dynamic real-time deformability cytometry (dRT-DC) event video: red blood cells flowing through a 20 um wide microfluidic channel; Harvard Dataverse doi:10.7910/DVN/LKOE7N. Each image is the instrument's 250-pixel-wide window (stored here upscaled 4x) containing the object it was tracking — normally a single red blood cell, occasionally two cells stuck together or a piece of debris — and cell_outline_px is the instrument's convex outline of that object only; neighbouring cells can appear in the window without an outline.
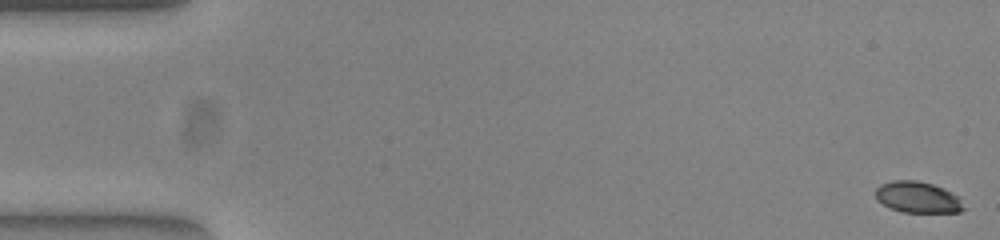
{"species": "common noctule bat (a hibernating species)", "species_latin": "Nyctalus noctula", "temperature_condition": "warm", "stored_images_in_passage": 53, "camera_frame_rate_fps": 3000, "um_per_image_px": 0.085, "animal": {"sex": "female", "body_mass_g": 23.0, "forearm_length_mm": 53.4}, "frame": {"image": 1, "passage_image": 1, "time_ms": 0.0, "image_size_px": [1000, 240], "cell_outline_px": [[964, 208], [960, 212], [904, 212], [892, 208], [876, 200], [876, 188], [880, 184], [892, 180], [916, 180], [932, 184], [944, 188], [956, 196]], "centroid_in_image_um": [77.96, 16.75], "position_along_channel_um": 7.0, "area_um2": 15.78}}
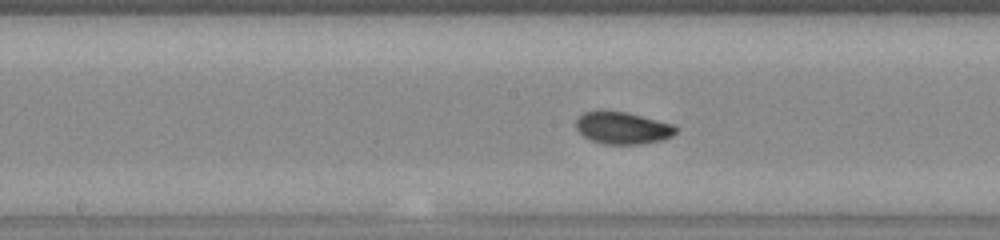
{"frame": {"image": 2, "passage_image": 27, "time_ms": 8.667, "image_size_px": [1000, 240], "cell_outline_px": [[676, 132], [672, 136], [660, 140], [640, 144], [604, 144], [592, 140], [584, 136], [576, 128], [576, 120], [584, 112], [628, 112], [676, 124]], "centroid_in_image_um": [52.97, 10.88], "position_along_channel_um": 195.2, "area_um2": 18.5}}
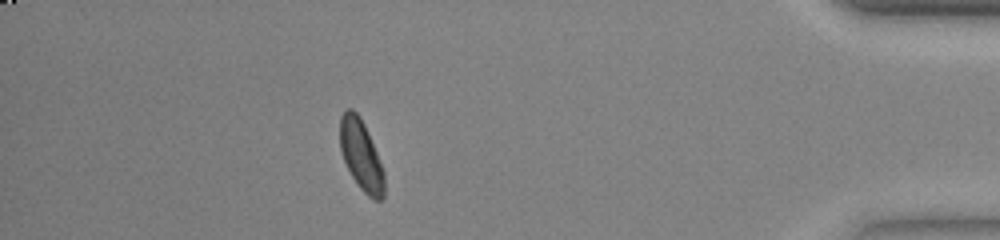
{"frame": {"image": 3, "passage_image": 47, "time_ms": 15.333, "image_size_px": [1000, 240], "cell_outline_px": [[384, 196], [380, 200], [376, 200], [368, 196], [360, 188], [352, 176], [344, 160], [340, 148], [340, 116], [348, 108], [352, 108], [360, 116], [364, 124], [380, 160], [384, 172]], "centroid_in_image_um": [30.69, 13.18], "position_along_channel_um": 404.5, "area_um2": 17.98}, "authors_computed_cell_mechanics": {"area_um2": 18.0914, "velocity_mm_per_s": 3.8942, "shape_relaxation_time_tau1_ms": 3.4024, "shape_relaxation_time_tau2_ms": 2.732, "deformation_change_tau1": 0.1169, "deformation_change_tau2": 0.0635}}